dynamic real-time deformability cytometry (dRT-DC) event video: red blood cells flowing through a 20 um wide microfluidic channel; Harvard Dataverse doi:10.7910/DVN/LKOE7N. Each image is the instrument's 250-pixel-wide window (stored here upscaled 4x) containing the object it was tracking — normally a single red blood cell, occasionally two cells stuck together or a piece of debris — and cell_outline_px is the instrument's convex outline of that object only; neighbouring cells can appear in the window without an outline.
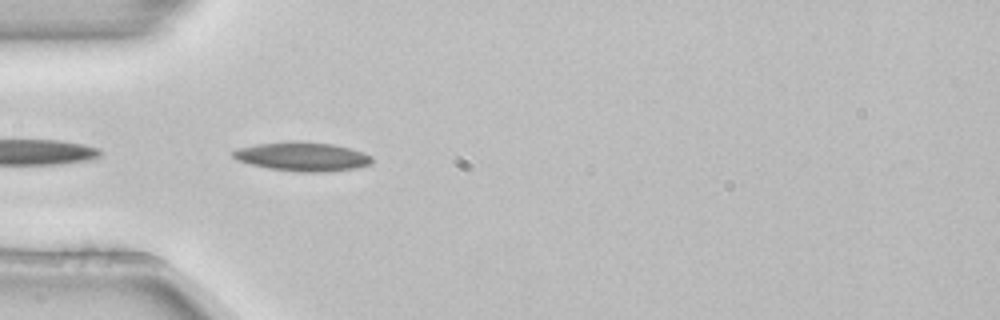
{"species": "common noctule bat (a hibernating species)", "species_latin": "Nyctalus noctula", "temperature_condition": "room temperature", "stored_images_in_passage": 3, "camera_frame_rate_fps": 3000, "um_per_image_px": 0.085, "animal": {"sex": "female", "body_mass_g": 22.7, "forearm_length_mm": 54.2}, "frame": {"image": 1, "passage_image": 3, "time_ms": 0.667, "image_size_px": [1000, 320], "cell_outline_px": [[372, 160], [368, 164], [356, 168], [316, 172], [304, 172], [268, 168], [236, 160], [232, 156], [232, 152], [236, 148], [256, 144], [292, 140], [332, 144], [364, 152], [372, 156]], "centroid_in_image_um": [25.65, 13.29], "position_along_channel_um": 59.3, "area_um2": 23.29}}